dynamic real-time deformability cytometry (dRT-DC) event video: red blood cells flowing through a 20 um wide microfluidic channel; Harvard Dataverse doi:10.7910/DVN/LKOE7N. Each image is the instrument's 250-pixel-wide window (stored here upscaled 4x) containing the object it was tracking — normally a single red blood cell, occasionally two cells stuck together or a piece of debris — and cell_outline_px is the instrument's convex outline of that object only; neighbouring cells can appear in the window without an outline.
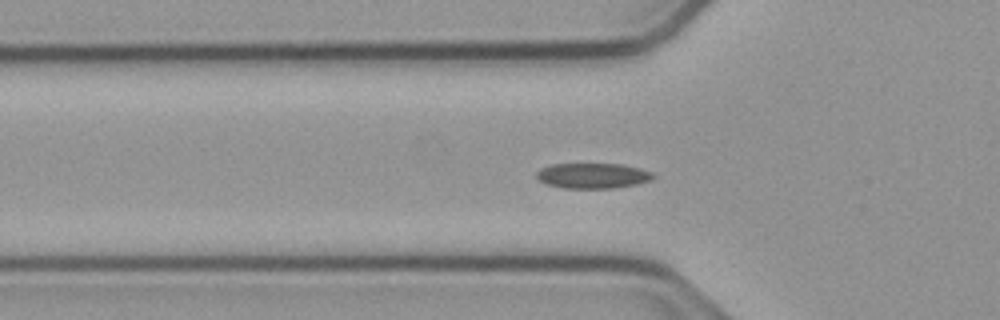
{"species": "common noctule bat (a hibernating species)", "species_latin": "Nyctalus noctula", "temperature_condition": "cold", "stored_images_in_passage": 44, "camera_frame_rate_fps": 3000, "um_per_image_px": 0.085, "animal": {"sex": "male", "body_mass_g": 23.1, "forearm_length_mm": 52.7}, "frame": {"image": 1, "passage_image": 7, "time_ms": 2.0, "image_size_px": [1000, 320], "cell_outline_px": [[656, 176], [652, 180], [636, 184], [616, 188], [564, 188], [548, 184], [540, 180], [536, 176], [536, 172], [540, 168], [552, 164], [624, 164], [640, 168], [652, 172]], "centroid_in_image_um": [50.42, 14.93], "position_along_channel_um": 75.4, "area_um2": 17.28}}
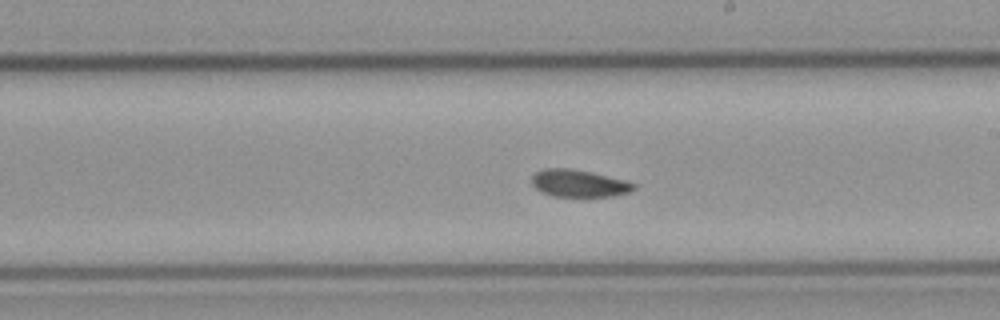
{"frame": {"image": 2, "passage_image": 20, "time_ms": 6.333, "image_size_px": [1000, 320], "cell_outline_px": [[636, 188], [628, 192], [612, 196], [552, 196], [540, 192], [532, 184], [532, 176], [536, 172], [544, 168], [568, 168], [588, 172], [624, 180], [636, 184]], "centroid_in_image_um": [49.16, 15.59], "position_along_channel_um": 239.8, "area_um2": 15.95}}
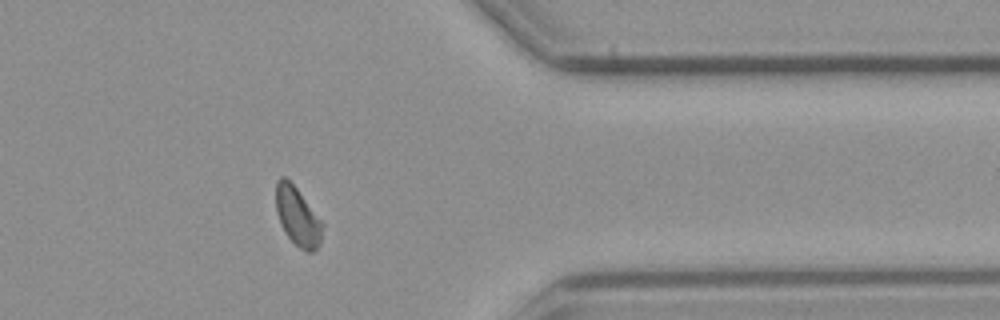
{"frame": {"image": 3, "passage_image": 33, "time_ms": 10.667, "image_size_px": [1000, 320], "cell_outline_px": [[324, 224], [320, 244], [312, 252], [304, 252], [284, 232], [280, 224], [276, 212], [276, 180], [280, 176], [284, 176], [296, 188]], "centroid_in_image_um": [25.28, 18.42], "position_along_channel_um": 386.1, "area_um2": 15.84}, "authors_computed_cell_mechanics": {"area_um2": 16.5886, "velocity_mm_per_s": 3.7663, "shape_relaxation_time_tau1_ms": 5.1161, "shape_relaxation_time_tau2_ms": 6.13, "deformation_change_tau1": 0.1006, "deformation_change_tau2": 0.078}}